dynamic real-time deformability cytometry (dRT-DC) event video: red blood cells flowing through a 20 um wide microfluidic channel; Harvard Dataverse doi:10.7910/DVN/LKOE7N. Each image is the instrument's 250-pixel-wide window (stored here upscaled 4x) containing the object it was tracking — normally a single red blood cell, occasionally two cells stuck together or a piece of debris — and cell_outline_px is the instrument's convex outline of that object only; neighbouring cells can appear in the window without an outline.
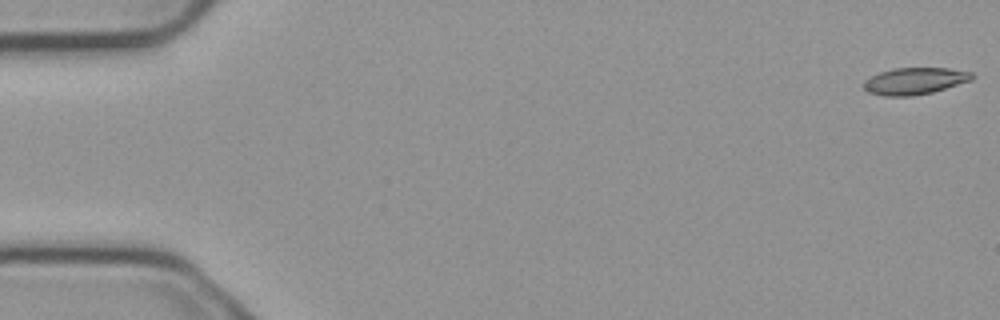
{"species": "common noctule bat (a hibernating species)", "species_latin": "Nyctalus noctula", "temperature_condition": "cold", "stored_images_in_passage": 5, "camera_frame_rate_fps": 3000, "um_per_image_px": 0.085, "animal": {"sex": "male", "body_mass_g": 23.1, "forearm_length_mm": 52.7}, "frame": {"image": 1, "passage_image": 1, "time_ms": 0.0, "image_size_px": [1000, 320], "cell_outline_px": [[976, 76], [972, 80], [932, 92], [912, 96], [884, 96], [868, 92], [864, 88], [864, 80], [880, 72], [892, 68], [948, 68], [972, 72]], "centroid_in_image_um": [77.77, 6.88], "position_along_channel_um": 7.2, "area_um2": 16.94}}
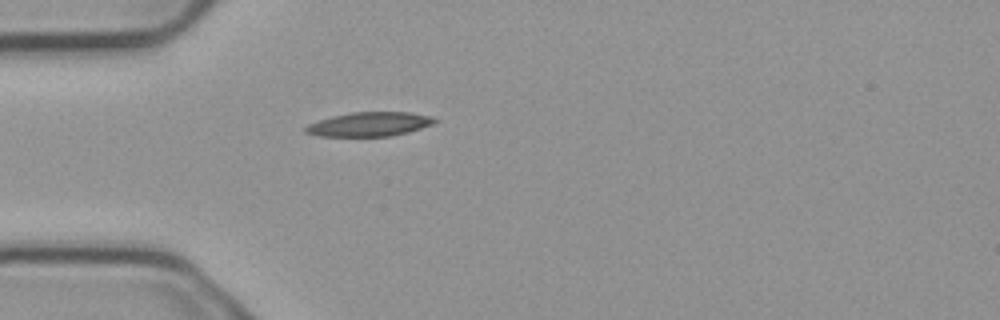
{"frame": {"image": 2, "passage_image": 5, "time_ms": 1.333, "image_size_px": [1000, 320], "cell_outline_px": [[436, 124], [408, 132], [388, 136], [320, 136], [304, 132], [304, 128], [308, 124], [332, 116], [352, 112], [412, 112], [432, 116], [436, 120]], "centroid_in_image_um": [31.44, 10.55], "position_along_channel_um": 53.6, "area_um2": 18.21}}